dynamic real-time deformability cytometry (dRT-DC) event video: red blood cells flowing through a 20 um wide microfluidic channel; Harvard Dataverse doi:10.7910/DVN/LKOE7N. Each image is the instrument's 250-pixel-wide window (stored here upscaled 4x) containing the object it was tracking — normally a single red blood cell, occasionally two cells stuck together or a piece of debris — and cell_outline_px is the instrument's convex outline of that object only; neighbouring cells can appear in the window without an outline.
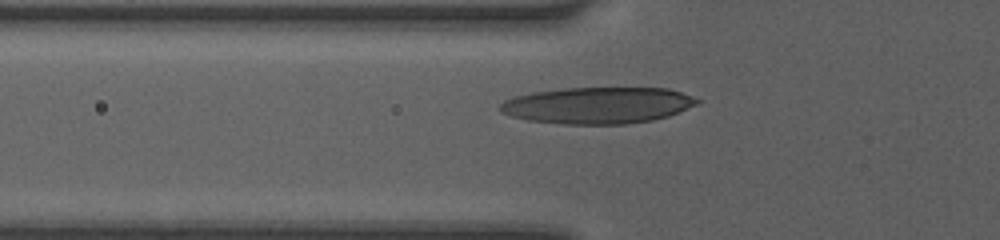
{"species": "human", "species_latin": "Homo sapiens", "temperature_condition": "room temperature", "stored_images_in_passage": 3, "camera_frame_rate_fps": 3000, "um_per_image_px": 0.085, "donor": {"sex": "female"}, "frame": {"image": 1, "passage_image": 2, "time_ms": 0.333, "image_size_px": [1000, 240], "cell_outline_px": [[700, 100], [696, 104], [668, 116], [652, 120], [624, 124], [564, 124], [528, 120], [512, 116], [500, 112], [500, 104], [504, 100], [512, 96], [532, 92], [564, 88], [668, 88], [692, 96]], "centroid_in_image_um": [50.76, 8.95], "position_along_channel_um": 75.0, "area_um2": 41.79}}